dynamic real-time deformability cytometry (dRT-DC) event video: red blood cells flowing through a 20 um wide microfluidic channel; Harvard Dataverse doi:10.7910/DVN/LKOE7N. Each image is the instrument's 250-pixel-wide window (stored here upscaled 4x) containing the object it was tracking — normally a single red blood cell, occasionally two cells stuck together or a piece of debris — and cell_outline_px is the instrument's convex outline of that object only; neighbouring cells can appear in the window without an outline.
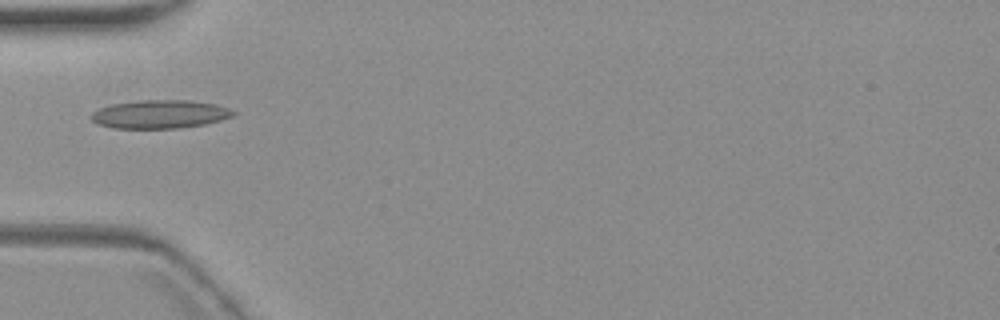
{"species": "common noctule bat (a hibernating species)", "species_latin": "Nyctalus noctula", "temperature_condition": "warm", "stored_images_in_passage": 7, "camera_frame_rate_fps": 3000, "um_per_image_px": 0.085, "animal": {"sex": "female", "body_mass_g": 19.3, "forearm_length_mm": 54.1}, "frame": {"image": 1, "passage_image": 5, "time_ms": 5.667, "image_size_px": [1000, 320], "cell_outline_px": [[236, 112], [232, 116], [220, 120], [204, 124], [176, 128], [112, 128], [100, 124], [92, 120], [92, 112], [100, 108], [112, 104], [136, 100], [188, 100], [216, 104], [228, 108]], "centroid_in_image_um": [13.59, 9.7], "position_along_channel_um": 71.4, "area_um2": 23.29}}
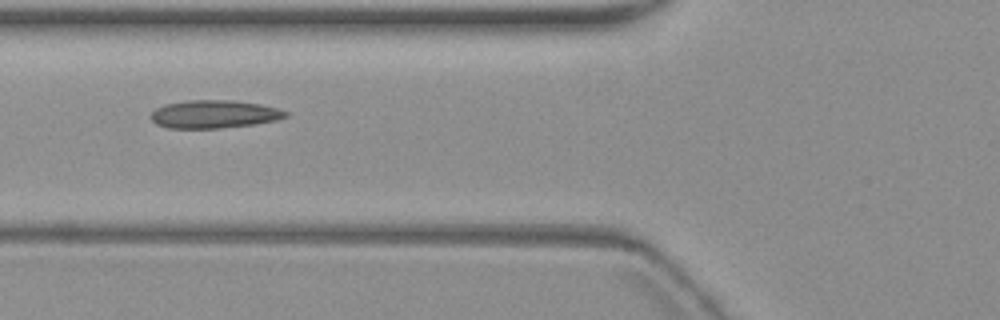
{"frame": {"image": 2, "passage_image": 6, "time_ms": 6.667, "image_size_px": [1000, 320], "cell_outline_px": [[288, 116], [276, 120], [252, 124], [220, 128], [168, 128], [156, 124], [148, 116], [156, 108], [164, 104], [188, 100], [228, 100], [260, 104], [276, 108], [288, 112]], "centroid_in_image_um": [18.15, 9.7], "position_along_channel_um": 107.7, "area_um2": 21.91}}
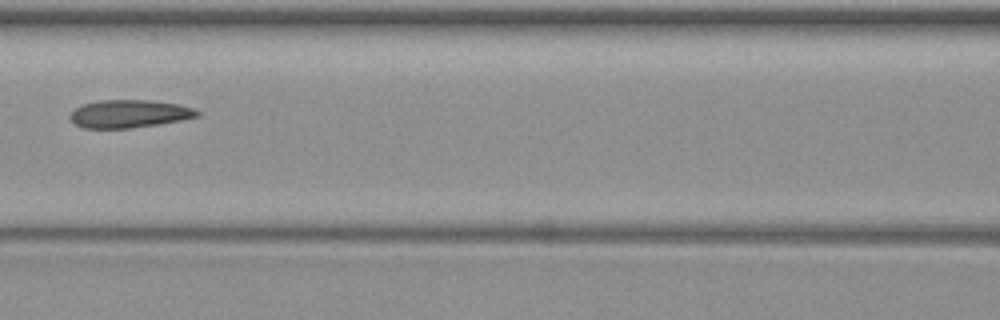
{"frame": {"image": 3, "passage_image": 7, "time_ms": 8.0, "image_size_px": [1000, 320], "cell_outline_px": [[200, 116], [180, 120], [156, 124], [128, 128], [84, 128], [76, 124], [72, 120], [72, 112], [76, 108], [84, 104], [100, 100], [152, 100], [180, 104], [192, 108], [200, 112]], "centroid_in_image_um": [11.03, 9.66], "position_along_channel_um": 155.6, "area_um2": 20.35}}